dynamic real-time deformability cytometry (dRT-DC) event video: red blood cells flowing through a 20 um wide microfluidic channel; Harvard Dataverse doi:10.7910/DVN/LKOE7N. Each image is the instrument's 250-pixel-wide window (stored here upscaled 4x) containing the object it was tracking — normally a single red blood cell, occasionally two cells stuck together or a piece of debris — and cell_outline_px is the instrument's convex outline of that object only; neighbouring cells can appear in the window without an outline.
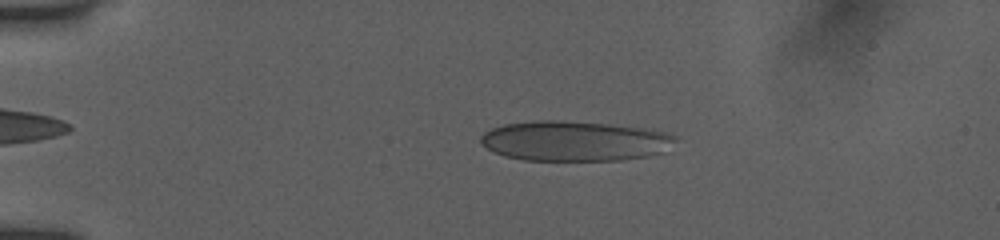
{"species": "human", "species_latin": "Homo sapiens", "temperature_condition": "room temperature", "stored_images_in_passage": 51, "camera_frame_rate_fps": 3000, "um_per_image_px": 0.085, "donor": {"sex": "female"}, "frame": {"image": 1, "passage_image": 10, "time_ms": 3.0, "image_size_px": [1000, 240], "cell_outline_px": [[680, 136], [676, 140], [660, 152], [648, 156], [620, 160], [524, 160], [504, 156], [480, 144], [480, 136], [484, 132], [492, 128], [504, 124], [532, 120], [556, 120], [608, 124], [668, 132]], "centroid_in_image_um": [48.79, 11.98], "position_along_channel_um": 36.2, "area_um2": 45.26}}
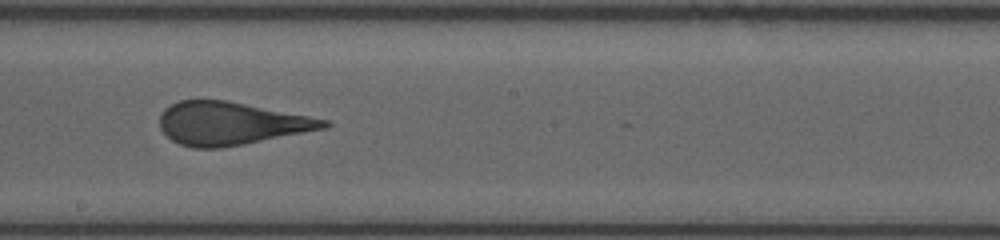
{"frame": {"image": 2, "passage_image": 29, "time_ms": 9.333, "image_size_px": [1000, 240], "cell_outline_px": [[332, 124], [328, 128], [220, 148], [192, 148], [180, 144], [172, 140], [160, 128], [160, 116], [164, 108], [180, 100], [224, 100], [308, 116], [328, 120]], "centroid_in_image_um": [19.61, 10.5], "position_along_channel_um": 228.6, "area_um2": 40.58}}
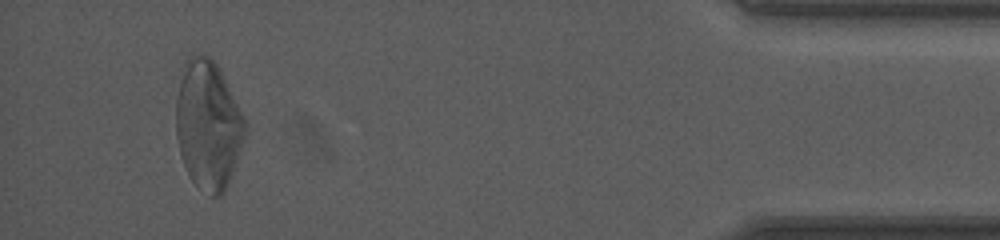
{"frame": {"image": 3, "passage_image": 48, "time_ms": 15.667, "image_size_px": [1000, 240], "cell_outline_px": [[248, 132], [224, 192], [220, 196], [212, 196], [196, 184], [192, 180], [180, 156], [176, 136], [176, 100], [184, 60], [188, 56], [208, 56], [216, 64], [244, 116], [248, 124]], "centroid_in_image_um": [17.69, 10.62], "position_along_channel_um": 417.5, "area_um2": 51.5}}